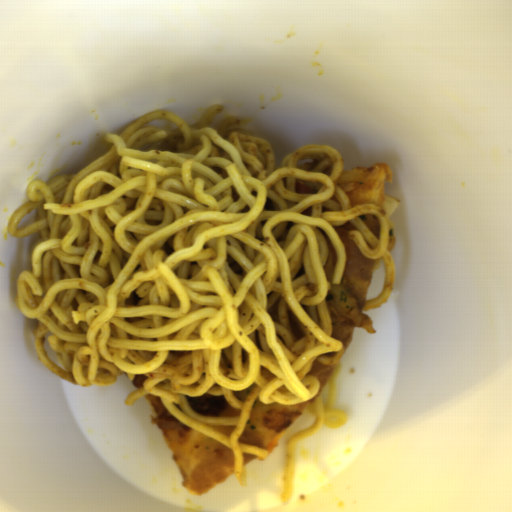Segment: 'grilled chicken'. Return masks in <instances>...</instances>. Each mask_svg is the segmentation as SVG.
<instances>
[{
  "instance_id": "grilled-chicken-1",
  "label": "grilled chicken",
  "mask_w": 512,
  "mask_h": 512,
  "mask_svg": "<svg viewBox=\"0 0 512 512\" xmlns=\"http://www.w3.org/2000/svg\"><path fill=\"white\" fill-rule=\"evenodd\" d=\"M183 397L193 411L208 418L222 414L230 406L224 395L214 396L204 393L200 396L185 394Z\"/></svg>"
},
{
  "instance_id": "grilled-chicken-2",
  "label": "grilled chicken",
  "mask_w": 512,
  "mask_h": 512,
  "mask_svg": "<svg viewBox=\"0 0 512 512\" xmlns=\"http://www.w3.org/2000/svg\"><path fill=\"white\" fill-rule=\"evenodd\" d=\"M155 411L151 418L153 425H156L164 434L173 430H177L181 421L172 415L165 407L163 401L157 396L151 403Z\"/></svg>"
}]
</instances>
